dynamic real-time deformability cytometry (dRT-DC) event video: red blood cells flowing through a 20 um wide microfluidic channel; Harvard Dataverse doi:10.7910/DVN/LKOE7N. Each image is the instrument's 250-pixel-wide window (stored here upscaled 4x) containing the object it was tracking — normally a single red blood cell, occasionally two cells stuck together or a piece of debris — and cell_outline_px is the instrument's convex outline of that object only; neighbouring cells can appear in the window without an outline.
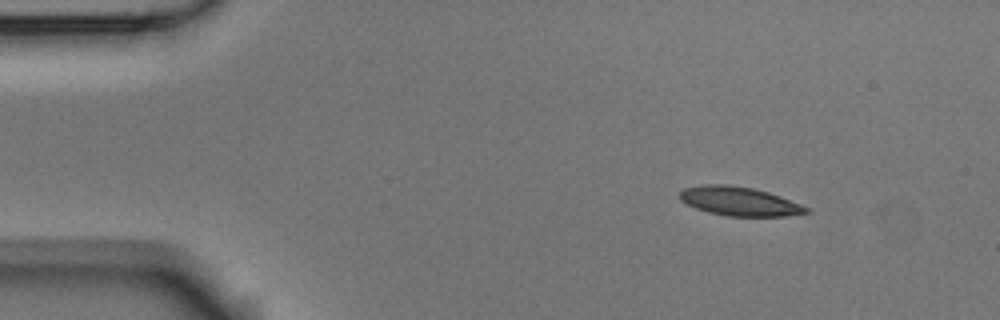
{"species": "Egyptian fruit bat (a non-hibernating species)", "species_latin": "Rousettus aegyptiacus", "temperature_condition": "room temperature", "stored_images_in_passage": 7, "camera_frame_rate_fps": 3000, "um_per_image_px": 0.085, "animal": {"sex": "male"}, "frame": {"image": 1, "passage_image": 1, "time_ms": 0.0, "image_size_px": [1000, 320], "cell_outline_px": [[812, 212], [784, 216], [728, 216], [708, 212], [696, 208], [680, 200], [676, 196], [684, 188], [704, 184], [724, 184], [752, 188], [768, 192], [780, 196], [800, 204], [808, 208]], "centroid_in_image_um": [62.82, 17.11], "position_along_channel_um": 22.2, "area_um2": 21.27}}
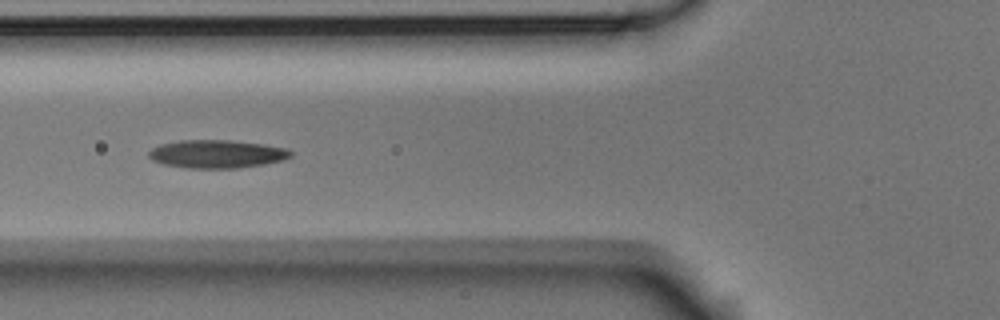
{"frame": {"image": 2, "passage_image": 5, "time_ms": 1.333, "image_size_px": [1000, 320], "cell_outline_px": [[292, 156], [280, 160], [264, 164], [240, 168], [188, 168], [164, 164], [152, 160], [148, 156], [148, 152], [152, 148], [160, 144], [180, 140], [232, 140], [264, 144], [288, 148], [292, 152]], "centroid_in_image_um": [18.43, 13.08], "position_along_channel_um": 107.4, "area_um2": 23.35}}
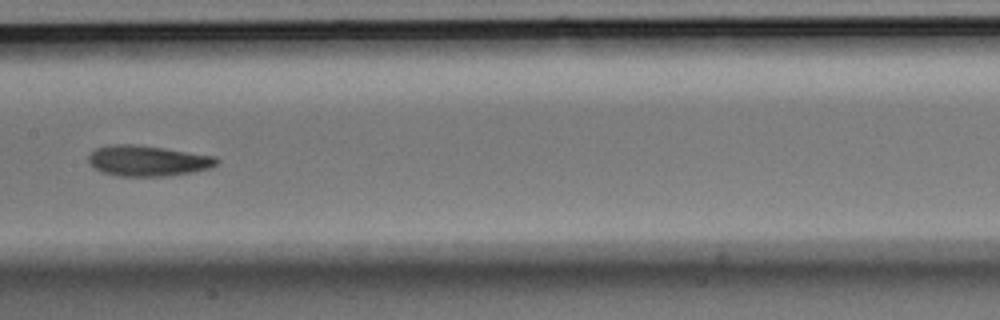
{"frame": {"image": 3, "passage_image": 7, "time_ms": 2.0, "image_size_px": [1000, 320], "cell_outline_px": [[220, 160], [212, 168], [192, 172], [168, 176], [120, 176], [100, 172], [88, 164], [88, 156], [96, 148], [112, 144], [132, 144], [164, 148], [216, 156]], "centroid_in_image_um": [12.55, 13.67], "position_along_channel_um": 194.8, "area_um2": 23.06}}